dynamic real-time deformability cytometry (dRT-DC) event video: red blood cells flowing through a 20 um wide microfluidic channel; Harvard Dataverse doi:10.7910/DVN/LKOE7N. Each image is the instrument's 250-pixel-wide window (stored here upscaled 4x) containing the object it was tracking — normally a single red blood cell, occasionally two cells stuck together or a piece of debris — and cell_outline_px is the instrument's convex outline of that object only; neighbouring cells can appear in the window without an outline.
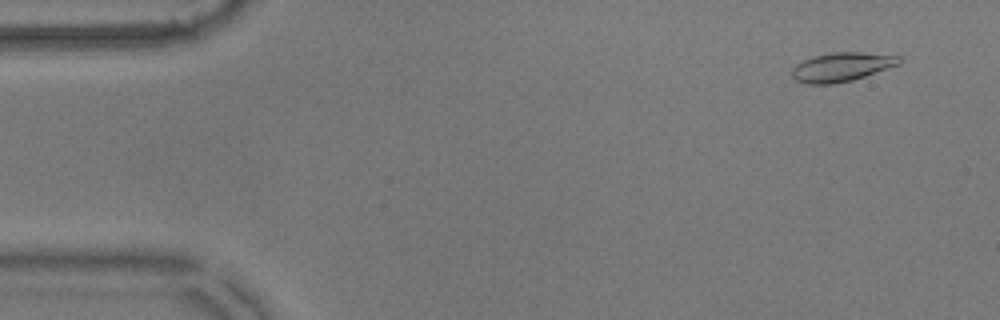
{"species": "common noctule bat (a hibernating species)", "species_latin": "Nyctalus noctula", "temperature_condition": "warm", "stored_images_in_passage": 55, "camera_frame_rate_fps": 3000, "um_per_image_px": 0.085, "animal": {"sex": "male", "body_mass_g": 17.9}, "frame": {"image": 1, "passage_image": 3, "time_ms": 0.667, "image_size_px": [1000, 320], "cell_outline_px": [[900, 64], [852, 80], [832, 84], [808, 84], [796, 80], [792, 76], [792, 68], [796, 64], [812, 56], [832, 52], [860, 52], [900, 56]], "centroid_in_image_um": [71.51, 5.69], "position_along_channel_um": 13.5, "area_um2": 17.98}}
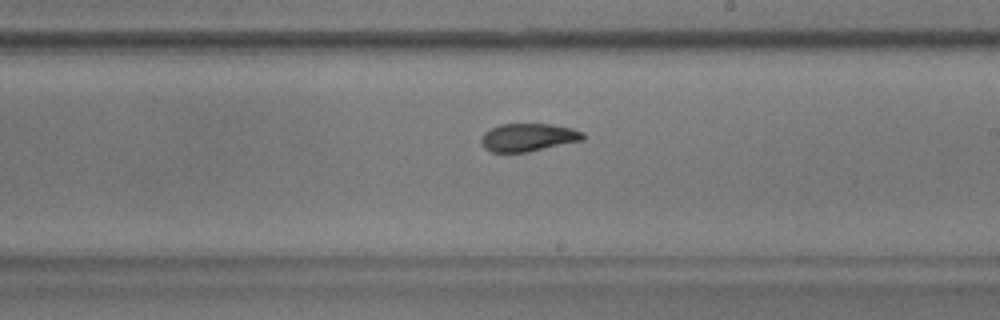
{"frame": {"image": 2, "passage_image": 31, "time_ms": 10.0, "image_size_px": [1000, 320], "cell_outline_px": [[584, 140], [528, 152], [492, 152], [484, 148], [480, 144], [480, 136], [488, 128], [500, 124], [552, 124], [572, 128], [584, 132]], "centroid_in_image_um": [44.86, 11.67], "position_along_channel_um": 244.1, "area_um2": 16.88}}
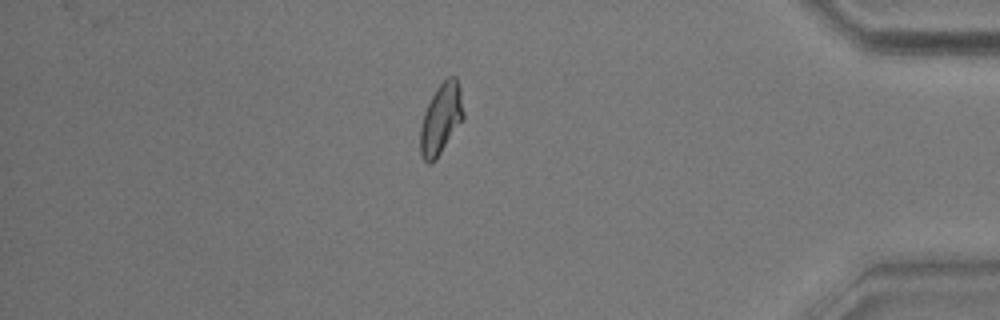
{"frame": {"image": 3, "passage_image": 47, "time_ms": 15.333, "image_size_px": [1000, 320], "cell_outline_px": [[464, 116], [436, 160], [428, 164], [420, 156], [420, 128], [424, 112], [436, 88], [448, 76], [456, 76], [460, 88], [464, 112]], "centroid_in_image_um": [37.47, 10.1], "position_along_channel_um": 397.7, "area_um2": 17.63}, "authors_computed_cell_mechanics": {"area_um2": 17.2822, "velocity_mm_per_s": 3.5886, "shape_relaxation_time_tau1_ms": null, "shape_relaxation_time_tau2_ms": 2.8989, "deformation_change_tau1": null, "deformation_change_tau2": 0.0904}}